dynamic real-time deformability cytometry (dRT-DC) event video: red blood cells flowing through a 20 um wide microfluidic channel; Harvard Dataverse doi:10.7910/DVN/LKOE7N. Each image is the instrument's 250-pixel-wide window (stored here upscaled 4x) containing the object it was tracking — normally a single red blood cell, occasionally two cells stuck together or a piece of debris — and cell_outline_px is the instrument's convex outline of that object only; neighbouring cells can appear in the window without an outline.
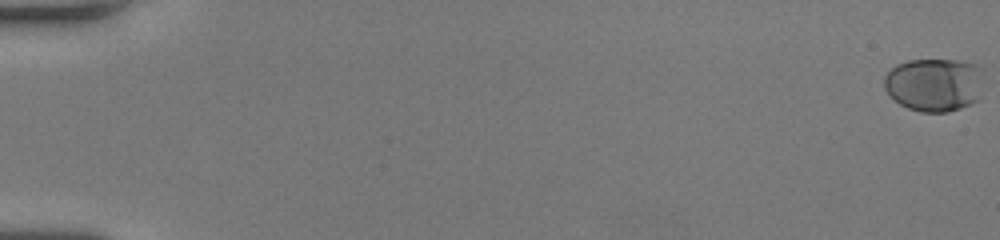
{"species": "human", "species_latin": "Homo sapiens", "temperature_condition": "room temperature", "stored_images_in_passage": 55, "camera_frame_rate_fps": 3000, "um_per_image_px": 0.085, "donor": {"sex": "female"}, "frame": {"image": 1, "passage_image": 1, "time_ms": 0.0, "image_size_px": [1000, 240], "cell_outline_px": [[984, 68], [980, 96], [976, 100], [960, 108], [948, 112], [920, 112], [908, 108], [900, 104], [884, 88], [884, 76], [896, 64], [908, 60], [956, 60], [976, 64]], "centroid_in_image_um": [79.44, 7.18], "position_along_channel_um": 5.6, "area_um2": 31.15}}
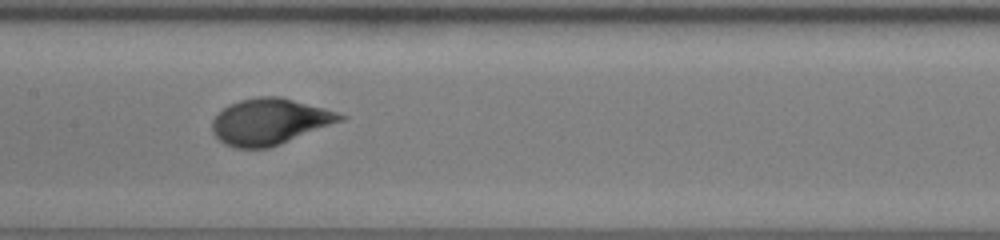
{"frame": {"image": 2, "passage_image": 30, "time_ms": 9.667, "image_size_px": [1000, 240], "cell_outline_px": [[348, 116], [344, 120], [280, 144], [268, 148], [232, 148], [224, 144], [212, 132], [212, 120], [228, 104], [240, 100], [256, 96], [280, 96], [324, 108]], "centroid_in_image_um": [22.91, 10.33], "position_along_channel_um": 184.5, "area_um2": 34.39}}
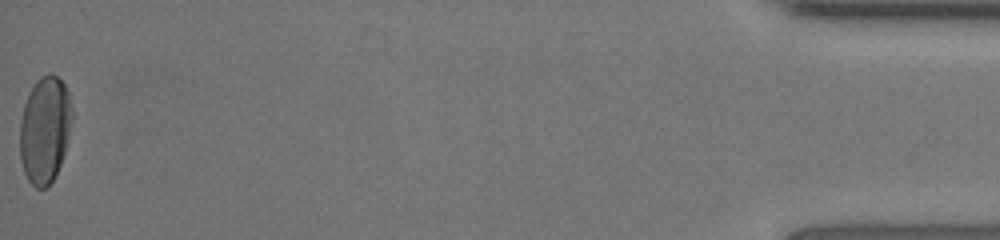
{"frame": {"image": 3, "passage_image": 55, "time_ms": 18.0, "image_size_px": [1000, 240], "cell_outline_px": [[72, 120], [64, 152], [60, 164], [48, 188], [36, 188], [28, 180], [24, 172], [20, 160], [20, 120], [24, 104], [28, 92], [36, 80], [40, 76], [56, 76], [64, 84], [68, 92], [72, 104]], "centroid_in_image_um": [3.79, 11.03], "position_along_channel_um": 431.4, "area_um2": 32.43}, "authors_computed_cell_mechanics": {"area_um2": 32.079, "velocity_mm_per_s": 4.0706, "shape_relaxation_time_tau1_ms": 4.3315, "shape_relaxation_time_tau2_ms": null, "deformation_change_tau1": 0.2194, "deformation_change_tau2": null}}